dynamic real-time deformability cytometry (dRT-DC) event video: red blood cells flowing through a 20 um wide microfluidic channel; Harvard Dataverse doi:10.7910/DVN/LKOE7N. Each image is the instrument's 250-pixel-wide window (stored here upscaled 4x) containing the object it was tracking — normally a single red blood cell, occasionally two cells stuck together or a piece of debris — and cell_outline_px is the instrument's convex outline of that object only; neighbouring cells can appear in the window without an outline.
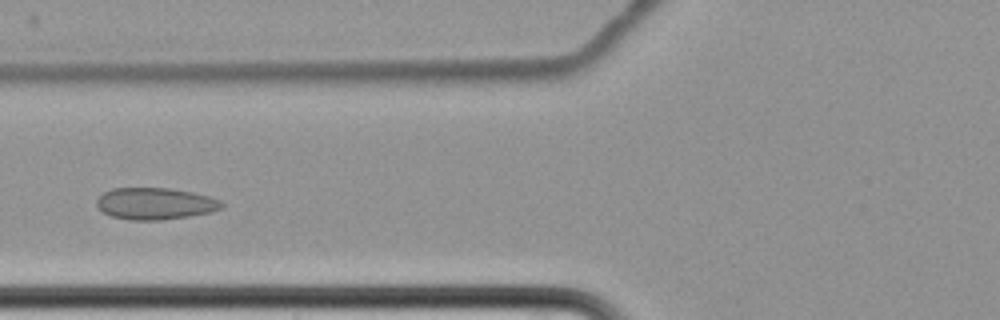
{"species": "common noctule bat (a hibernating species)", "species_latin": "Nyctalus noctula", "temperature_condition": "cold", "stored_images_in_passage": 7, "camera_frame_rate_fps": 3000, "um_per_image_px": 0.085, "animal": {"sex": "female", "body_mass_g": 22.7, "forearm_length_mm": 54.2}, "frame": {"image": 1, "passage_image": 7, "time_ms": 7.333, "image_size_px": [1000, 320], "cell_outline_px": [[224, 208], [212, 212], [188, 216], [160, 220], [128, 220], [112, 216], [100, 212], [96, 208], [96, 200], [104, 192], [112, 188], [168, 188], [192, 192], [208, 196], [220, 200], [224, 204]], "centroid_in_image_um": [13.16, 17.31], "position_along_channel_um": 112.6, "area_um2": 23.35}}